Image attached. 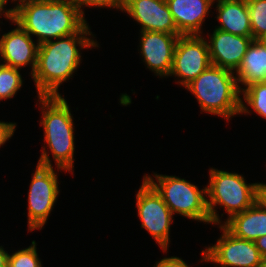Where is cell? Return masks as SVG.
<instances>
[{"label": "cell", "mask_w": 266, "mask_h": 267, "mask_svg": "<svg viewBox=\"0 0 266 267\" xmlns=\"http://www.w3.org/2000/svg\"><path fill=\"white\" fill-rule=\"evenodd\" d=\"M89 26L86 23L75 34L39 45L36 69L31 76L37 96H61L60 85L73 78L82 63L81 50L99 47Z\"/></svg>", "instance_id": "cell-1"}, {"label": "cell", "mask_w": 266, "mask_h": 267, "mask_svg": "<svg viewBox=\"0 0 266 267\" xmlns=\"http://www.w3.org/2000/svg\"><path fill=\"white\" fill-rule=\"evenodd\" d=\"M14 5L12 19L39 45L75 34L88 22L71 0H18Z\"/></svg>", "instance_id": "cell-2"}, {"label": "cell", "mask_w": 266, "mask_h": 267, "mask_svg": "<svg viewBox=\"0 0 266 267\" xmlns=\"http://www.w3.org/2000/svg\"><path fill=\"white\" fill-rule=\"evenodd\" d=\"M37 104L41 110L40 125L43 128L45 144L42 147L37 164L53 167L57 171L74 175L75 127L74 118L67 100L61 96H38ZM39 103V104H38ZM50 155L53 159H50Z\"/></svg>", "instance_id": "cell-3"}, {"label": "cell", "mask_w": 266, "mask_h": 267, "mask_svg": "<svg viewBox=\"0 0 266 267\" xmlns=\"http://www.w3.org/2000/svg\"><path fill=\"white\" fill-rule=\"evenodd\" d=\"M184 88L195 96L201 112L227 122L240 115L241 91L233 71L210 65Z\"/></svg>", "instance_id": "cell-4"}, {"label": "cell", "mask_w": 266, "mask_h": 267, "mask_svg": "<svg viewBox=\"0 0 266 267\" xmlns=\"http://www.w3.org/2000/svg\"><path fill=\"white\" fill-rule=\"evenodd\" d=\"M209 182L206 185L207 208L211 224L224 225L234 215L239 214L257 201L259 182H246L243 174L216 168H209ZM248 183V184H247ZM223 208L227 218L222 221L217 209Z\"/></svg>", "instance_id": "cell-5"}, {"label": "cell", "mask_w": 266, "mask_h": 267, "mask_svg": "<svg viewBox=\"0 0 266 267\" xmlns=\"http://www.w3.org/2000/svg\"><path fill=\"white\" fill-rule=\"evenodd\" d=\"M155 179H154V178ZM143 178L157 191L173 215L211 224L207 208L206 186L202 189L190 181L173 175L153 172Z\"/></svg>", "instance_id": "cell-6"}, {"label": "cell", "mask_w": 266, "mask_h": 267, "mask_svg": "<svg viewBox=\"0 0 266 267\" xmlns=\"http://www.w3.org/2000/svg\"><path fill=\"white\" fill-rule=\"evenodd\" d=\"M142 180V184L135 194L141 228H144L159 245V248L167 253L171 242L170 227L174 223V215L157 191L144 178Z\"/></svg>", "instance_id": "cell-7"}, {"label": "cell", "mask_w": 266, "mask_h": 267, "mask_svg": "<svg viewBox=\"0 0 266 267\" xmlns=\"http://www.w3.org/2000/svg\"><path fill=\"white\" fill-rule=\"evenodd\" d=\"M54 167L36 165L28 191V232L42 230L60 193Z\"/></svg>", "instance_id": "cell-8"}, {"label": "cell", "mask_w": 266, "mask_h": 267, "mask_svg": "<svg viewBox=\"0 0 266 267\" xmlns=\"http://www.w3.org/2000/svg\"><path fill=\"white\" fill-rule=\"evenodd\" d=\"M219 229L220 238L202 250L200 263H213L215 267L259 266L262 256L253 241L236 237L224 225H219Z\"/></svg>", "instance_id": "cell-9"}, {"label": "cell", "mask_w": 266, "mask_h": 267, "mask_svg": "<svg viewBox=\"0 0 266 267\" xmlns=\"http://www.w3.org/2000/svg\"><path fill=\"white\" fill-rule=\"evenodd\" d=\"M211 65L207 39L203 35H181L178 38L169 77L185 87Z\"/></svg>", "instance_id": "cell-10"}, {"label": "cell", "mask_w": 266, "mask_h": 267, "mask_svg": "<svg viewBox=\"0 0 266 267\" xmlns=\"http://www.w3.org/2000/svg\"><path fill=\"white\" fill-rule=\"evenodd\" d=\"M139 35L138 53L145 67L158 78H168L173 65L174 51L179 36L163 32L142 31Z\"/></svg>", "instance_id": "cell-11"}, {"label": "cell", "mask_w": 266, "mask_h": 267, "mask_svg": "<svg viewBox=\"0 0 266 267\" xmlns=\"http://www.w3.org/2000/svg\"><path fill=\"white\" fill-rule=\"evenodd\" d=\"M16 28L0 37V63L21 70L30 67V76L37 65L39 44L17 22L9 19Z\"/></svg>", "instance_id": "cell-12"}, {"label": "cell", "mask_w": 266, "mask_h": 267, "mask_svg": "<svg viewBox=\"0 0 266 267\" xmlns=\"http://www.w3.org/2000/svg\"><path fill=\"white\" fill-rule=\"evenodd\" d=\"M140 25V32L154 31L181 35L166 0H123L122 10Z\"/></svg>", "instance_id": "cell-13"}, {"label": "cell", "mask_w": 266, "mask_h": 267, "mask_svg": "<svg viewBox=\"0 0 266 267\" xmlns=\"http://www.w3.org/2000/svg\"><path fill=\"white\" fill-rule=\"evenodd\" d=\"M207 35L209 37L205 38H207L211 65L233 72L239 68L248 46L254 40L253 37L237 36L219 29H214Z\"/></svg>", "instance_id": "cell-14"}, {"label": "cell", "mask_w": 266, "mask_h": 267, "mask_svg": "<svg viewBox=\"0 0 266 267\" xmlns=\"http://www.w3.org/2000/svg\"><path fill=\"white\" fill-rule=\"evenodd\" d=\"M215 0H166L181 35H203V25Z\"/></svg>", "instance_id": "cell-15"}, {"label": "cell", "mask_w": 266, "mask_h": 267, "mask_svg": "<svg viewBox=\"0 0 266 267\" xmlns=\"http://www.w3.org/2000/svg\"><path fill=\"white\" fill-rule=\"evenodd\" d=\"M219 29L237 36L253 37L246 0H215Z\"/></svg>", "instance_id": "cell-16"}, {"label": "cell", "mask_w": 266, "mask_h": 267, "mask_svg": "<svg viewBox=\"0 0 266 267\" xmlns=\"http://www.w3.org/2000/svg\"><path fill=\"white\" fill-rule=\"evenodd\" d=\"M224 226L236 237L254 242L266 235V209L256 201L245 211L234 215Z\"/></svg>", "instance_id": "cell-17"}, {"label": "cell", "mask_w": 266, "mask_h": 267, "mask_svg": "<svg viewBox=\"0 0 266 267\" xmlns=\"http://www.w3.org/2000/svg\"><path fill=\"white\" fill-rule=\"evenodd\" d=\"M237 85L242 90L254 83L266 82V47L259 40H253L234 72ZM243 86H241V85Z\"/></svg>", "instance_id": "cell-18"}, {"label": "cell", "mask_w": 266, "mask_h": 267, "mask_svg": "<svg viewBox=\"0 0 266 267\" xmlns=\"http://www.w3.org/2000/svg\"><path fill=\"white\" fill-rule=\"evenodd\" d=\"M241 96L240 115H250L254 111L261 118L266 119V82L242 87Z\"/></svg>", "instance_id": "cell-19"}, {"label": "cell", "mask_w": 266, "mask_h": 267, "mask_svg": "<svg viewBox=\"0 0 266 267\" xmlns=\"http://www.w3.org/2000/svg\"><path fill=\"white\" fill-rule=\"evenodd\" d=\"M19 69L0 63V101L12 99L23 86Z\"/></svg>", "instance_id": "cell-20"}, {"label": "cell", "mask_w": 266, "mask_h": 267, "mask_svg": "<svg viewBox=\"0 0 266 267\" xmlns=\"http://www.w3.org/2000/svg\"><path fill=\"white\" fill-rule=\"evenodd\" d=\"M254 40L266 35V0H246Z\"/></svg>", "instance_id": "cell-21"}, {"label": "cell", "mask_w": 266, "mask_h": 267, "mask_svg": "<svg viewBox=\"0 0 266 267\" xmlns=\"http://www.w3.org/2000/svg\"><path fill=\"white\" fill-rule=\"evenodd\" d=\"M36 246L37 243L33 240L29 247L10 253L8 267H43Z\"/></svg>", "instance_id": "cell-22"}, {"label": "cell", "mask_w": 266, "mask_h": 267, "mask_svg": "<svg viewBox=\"0 0 266 267\" xmlns=\"http://www.w3.org/2000/svg\"><path fill=\"white\" fill-rule=\"evenodd\" d=\"M79 9L81 15L85 18L84 8L86 7H97V8H113L116 10H122L123 0H71Z\"/></svg>", "instance_id": "cell-23"}, {"label": "cell", "mask_w": 266, "mask_h": 267, "mask_svg": "<svg viewBox=\"0 0 266 267\" xmlns=\"http://www.w3.org/2000/svg\"><path fill=\"white\" fill-rule=\"evenodd\" d=\"M17 123L0 121V148L12 138L16 130Z\"/></svg>", "instance_id": "cell-24"}, {"label": "cell", "mask_w": 266, "mask_h": 267, "mask_svg": "<svg viewBox=\"0 0 266 267\" xmlns=\"http://www.w3.org/2000/svg\"><path fill=\"white\" fill-rule=\"evenodd\" d=\"M181 257L171 256L163 257L155 262L153 267H190Z\"/></svg>", "instance_id": "cell-25"}, {"label": "cell", "mask_w": 266, "mask_h": 267, "mask_svg": "<svg viewBox=\"0 0 266 267\" xmlns=\"http://www.w3.org/2000/svg\"><path fill=\"white\" fill-rule=\"evenodd\" d=\"M10 0H0V17L4 16L5 20L13 18L15 12V5L13 8H7L6 5ZM11 3H16L15 0H11Z\"/></svg>", "instance_id": "cell-26"}, {"label": "cell", "mask_w": 266, "mask_h": 267, "mask_svg": "<svg viewBox=\"0 0 266 267\" xmlns=\"http://www.w3.org/2000/svg\"><path fill=\"white\" fill-rule=\"evenodd\" d=\"M257 201L266 209V184L263 182L258 183Z\"/></svg>", "instance_id": "cell-27"}, {"label": "cell", "mask_w": 266, "mask_h": 267, "mask_svg": "<svg viewBox=\"0 0 266 267\" xmlns=\"http://www.w3.org/2000/svg\"><path fill=\"white\" fill-rule=\"evenodd\" d=\"M258 251L260 252L262 257H266V235L257 238L254 241Z\"/></svg>", "instance_id": "cell-28"}, {"label": "cell", "mask_w": 266, "mask_h": 267, "mask_svg": "<svg viewBox=\"0 0 266 267\" xmlns=\"http://www.w3.org/2000/svg\"><path fill=\"white\" fill-rule=\"evenodd\" d=\"M2 245L0 246V267H8L9 253Z\"/></svg>", "instance_id": "cell-29"}, {"label": "cell", "mask_w": 266, "mask_h": 267, "mask_svg": "<svg viewBox=\"0 0 266 267\" xmlns=\"http://www.w3.org/2000/svg\"><path fill=\"white\" fill-rule=\"evenodd\" d=\"M258 267H266V257H262Z\"/></svg>", "instance_id": "cell-30"}, {"label": "cell", "mask_w": 266, "mask_h": 267, "mask_svg": "<svg viewBox=\"0 0 266 267\" xmlns=\"http://www.w3.org/2000/svg\"><path fill=\"white\" fill-rule=\"evenodd\" d=\"M259 41H261V43L266 47V35H264L263 37H261L259 39Z\"/></svg>", "instance_id": "cell-31"}]
</instances>
